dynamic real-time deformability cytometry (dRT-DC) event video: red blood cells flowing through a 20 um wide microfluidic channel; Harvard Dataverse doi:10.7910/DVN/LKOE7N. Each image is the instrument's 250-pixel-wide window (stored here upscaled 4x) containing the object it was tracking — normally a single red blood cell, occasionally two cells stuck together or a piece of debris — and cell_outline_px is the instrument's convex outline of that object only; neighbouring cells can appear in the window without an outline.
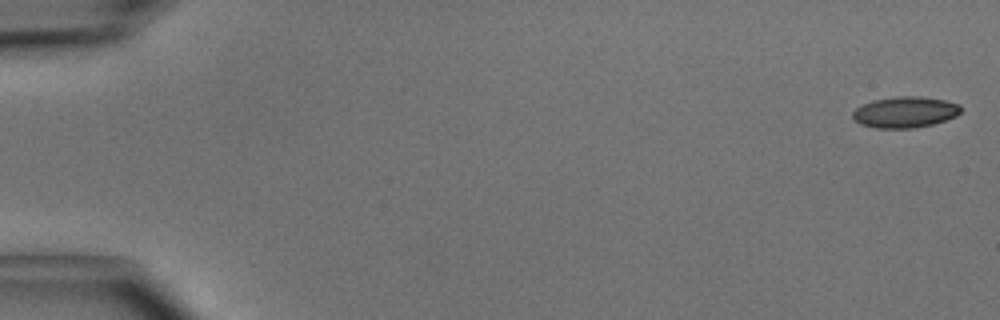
{"species": "common noctule bat (a hibernating species)", "species_latin": "Nyctalus noctula", "temperature_condition": "cold", "stored_images_in_passage": 49, "camera_frame_rate_fps": 3000, "um_per_image_px": 0.085, "animal": {"sex": "male", "body_mass_g": 15.6}, "frame": {"image": 1, "passage_image": 1, "time_ms": 0.0, "image_size_px": [1000, 320], "cell_outline_px": [[960, 112], [956, 116], [932, 124], [912, 128], [876, 128], [860, 124], [852, 116], [852, 112], [856, 108], [872, 100], [896, 96], [920, 96], [944, 100], [960, 104]], "centroid_in_image_um": [76.91, 9.52], "position_along_channel_um": 8.1, "area_um2": 19.48}}
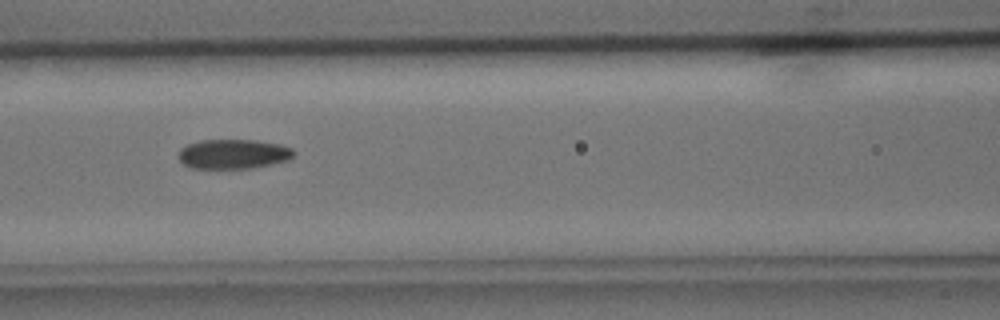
{"frame": {"image": 2, "passage_image": 22, "time_ms": 7.0, "image_size_px": [1000, 320], "cell_outline_px": [[296, 152], [288, 160], [256, 168], [192, 168], [184, 164], [180, 160], [180, 148], [188, 144], [200, 140], [256, 140], [280, 144], [292, 148]], "centroid_in_image_um": [19.87, 13.09], "position_along_channel_um": 146.7, "area_um2": 19.88}}
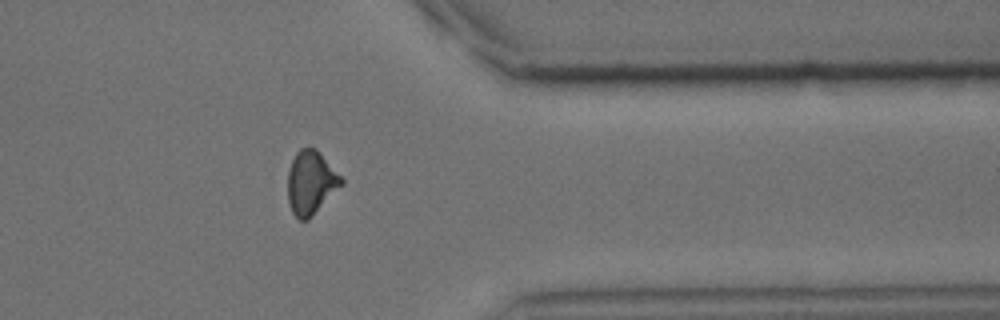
{"frame": {"image": 3, "passage_image": 40, "time_ms": 13.0, "image_size_px": [1000, 320], "cell_outline_px": [[344, 184], [308, 220], [300, 220], [292, 212], [288, 200], [288, 172], [292, 160], [296, 152], [300, 148], [316, 148], [344, 180]], "centroid_in_image_um": [26.43, 15.53], "position_along_channel_um": 385.0, "area_um2": 19.77}, "authors_computed_cell_mechanics": {"area_um2": 19.8832, "velocity_mm_per_s": 4.1221, "shape_relaxation_time_tau1_ms": 5.2545, "shape_relaxation_time_tau2_ms": 3.6478, "deformation_change_tau1": 0.1404, "deformation_change_tau2": 0.0934}}